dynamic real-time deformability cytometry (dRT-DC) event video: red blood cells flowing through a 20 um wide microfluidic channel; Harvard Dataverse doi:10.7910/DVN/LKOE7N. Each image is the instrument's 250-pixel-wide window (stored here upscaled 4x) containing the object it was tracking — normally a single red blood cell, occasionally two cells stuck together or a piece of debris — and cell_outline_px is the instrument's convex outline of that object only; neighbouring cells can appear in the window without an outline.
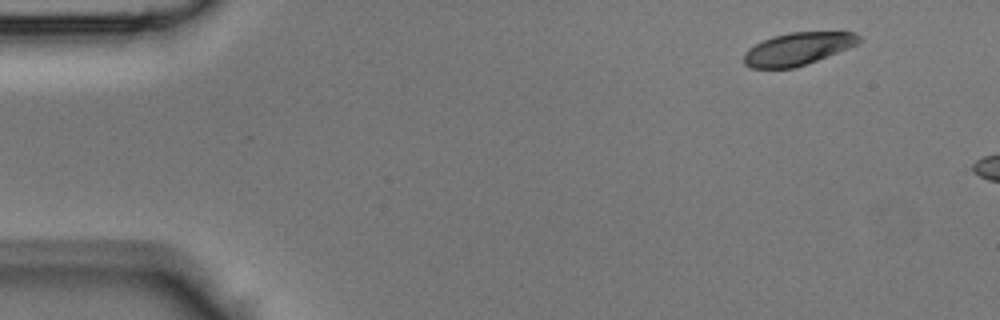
{"species": "Egyptian fruit bat (a non-hibernating species)", "species_latin": "Rousettus aegyptiacus", "temperature_condition": "room temperature", "stored_images_in_passage": 5, "camera_frame_rate_fps": 3000, "um_per_image_px": 0.085, "animal": {"sex": "male"}, "frame": {"image": 1, "passage_image": 1, "time_ms": 0.0, "image_size_px": [1000, 320], "cell_outline_px": [[860, 44], [816, 60], [792, 68], [748, 68], [744, 64], [744, 52], [748, 48], [772, 36], [788, 32], [852, 32], [860, 36]], "centroid_in_image_um": [67.79, 4.14], "position_along_channel_um": 17.2, "area_um2": 21.73}}